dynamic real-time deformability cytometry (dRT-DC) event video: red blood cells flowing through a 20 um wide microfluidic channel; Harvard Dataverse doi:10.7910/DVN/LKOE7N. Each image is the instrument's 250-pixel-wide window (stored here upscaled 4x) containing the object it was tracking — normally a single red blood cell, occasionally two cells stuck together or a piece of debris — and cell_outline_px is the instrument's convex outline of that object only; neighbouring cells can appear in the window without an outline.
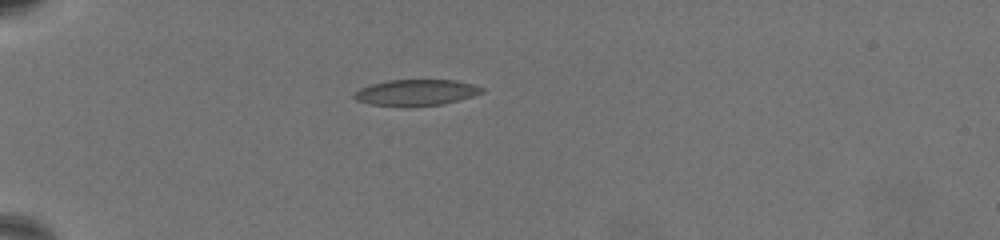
{"species": "common noctule bat (a hibernating species)", "species_latin": "Nyctalus noctula", "temperature_condition": "warm", "stored_images_in_passage": 47, "camera_frame_rate_fps": 3000, "um_per_image_px": 0.085, "animal": {"sex": "female", "body_mass_g": 19.5, "forearm_length_mm": 54.1}, "frame": {"image": 1, "passage_image": 1, "time_ms": 0.0, "image_size_px": [1000, 240], "cell_outline_px": [[484, 92], [472, 96], [444, 104], [368, 104], [356, 100], [352, 96], [352, 92], [360, 88], [372, 84], [388, 80], [456, 80], [472, 84], [484, 88]], "centroid_in_image_um": [35.36, 7.83], "position_along_channel_um": 49.6, "area_um2": 18.79}}
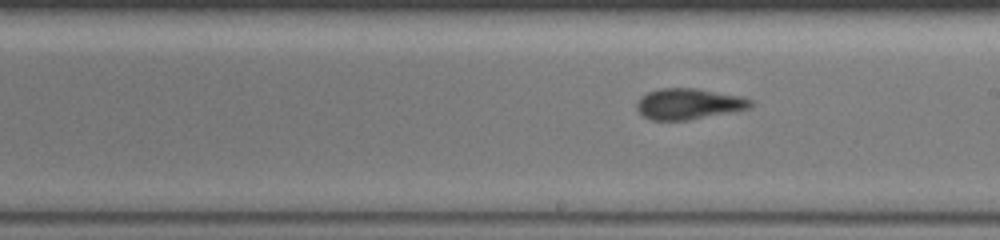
{"frame": {"image": 2, "passage_image": 21, "time_ms": 6.667, "image_size_px": [1000, 240], "cell_outline_px": [[752, 108], [732, 112], [688, 120], [652, 120], [644, 116], [636, 108], [636, 100], [640, 96], [648, 92], [660, 88], [696, 88], [740, 96], [752, 100]], "centroid_in_image_um": [58.52, 8.83], "position_along_channel_um": 230.5, "area_um2": 20.58}}
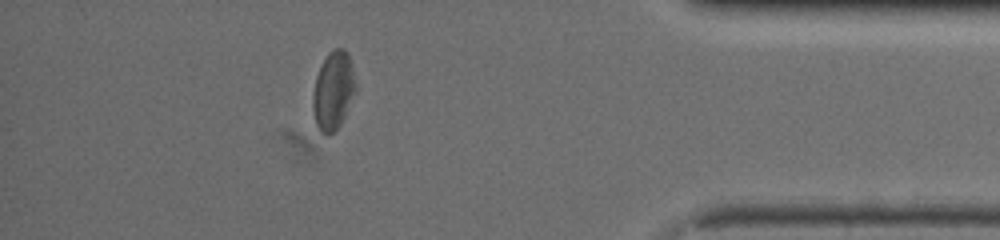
{"frame": {"image": 3, "passage_image": 40, "time_ms": 13.0, "image_size_px": [1000, 240], "cell_outline_px": [[356, 88], [344, 116], [336, 132], [328, 136], [324, 136], [320, 132], [316, 124], [312, 108], [312, 96], [316, 76], [320, 64], [328, 52], [332, 48], [344, 48], [348, 52], [352, 64], [356, 84]], "centroid_in_image_um": [28.31, 7.69], "position_along_channel_um": 406.9, "area_um2": 19.88}, "authors_computed_cell_mechanics": {"area_um2": 20.4034, "velocity_mm_per_s": 3.2501, "shape_relaxation_time_tau1_ms": null, "shape_relaxation_time_tau2_ms": 2.2583, "deformation_change_tau1": null, "deformation_change_tau2": 0.0911}}